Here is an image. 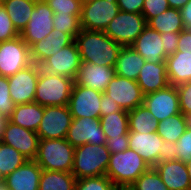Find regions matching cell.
I'll use <instances>...</instances> for the list:
<instances>
[{"instance_id":"obj_54","label":"cell","mask_w":191,"mask_h":190,"mask_svg":"<svg viewBox=\"0 0 191 190\" xmlns=\"http://www.w3.org/2000/svg\"><path fill=\"white\" fill-rule=\"evenodd\" d=\"M187 127L191 129V113L185 115Z\"/></svg>"},{"instance_id":"obj_4","label":"cell","mask_w":191,"mask_h":190,"mask_svg":"<svg viewBox=\"0 0 191 190\" xmlns=\"http://www.w3.org/2000/svg\"><path fill=\"white\" fill-rule=\"evenodd\" d=\"M74 83L73 78L48 74L40 68L34 102L43 107L68 105Z\"/></svg>"},{"instance_id":"obj_16","label":"cell","mask_w":191,"mask_h":190,"mask_svg":"<svg viewBox=\"0 0 191 190\" xmlns=\"http://www.w3.org/2000/svg\"><path fill=\"white\" fill-rule=\"evenodd\" d=\"M143 105L158 122L181 113L177 87L173 85L145 95Z\"/></svg>"},{"instance_id":"obj_42","label":"cell","mask_w":191,"mask_h":190,"mask_svg":"<svg viewBox=\"0 0 191 190\" xmlns=\"http://www.w3.org/2000/svg\"><path fill=\"white\" fill-rule=\"evenodd\" d=\"M177 160L188 162L191 159V129L186 128V131L176 142Z\"/></svg>"},{"instance_id":"obj_35","label":"cell","mask_w":191,"mask_h":190,"mask_svg":"<svg viewBox=\"0 0 191 190\" xmlns=\"http://www.w3.org/2000/svg\"><path fill=\"white\" fill-rule=\"evenodd\" d=\"M129 190H169L154 167L141 174Z\"/></svg>"},{"instance_id":"obj_52","label":"cell","mask_w":191,"mask_h":190,"mask_svg":"<svg viewBox=\"0 0 191 190\" xmlns=\"http://www.w3.org/2000/svg\"><path fill=\"white\" fill-rule=\"evenodd\" d=\"M9 122V118H7L6 116L0 114V142L2 140L3 137V133L5 131L6 125Z\"/></svg>"},{"instance_id":"obj_45","label":"cell","mask_w":191,"mask_h":190,"mask_svg":"<svg viewBox=\"0 0 191 190\" xmlns=\"http://www.w3.org/2000/svg\"><path fill=\"white\" fill-rule=\"evenodd\" d=\"M179 36L180 32H167L161 34L164 52L167 55H171L177 51Z\"/></svg>"},{"instance_id":"obj_12","label":"cell","mask_w":191,"mask_h":190,"mask_svg":"<svg viewBox=\"0 0 191 190\" xmlns=\"http://www.w3.org/2000/svg\"><path fill=\"white\" fill-rule=\"evenodd\" d=\"M103 93L74 83L68 107L72 118H100Z\"/></svg>"},{"instance_id":"obj_15","label":"cell","mask_w":191,"mask_h":190,"mask_svg":"<svg viewBox=\"0 0 191 190\" xmlns=\"http://www.w3.org/2000/svg\"><path fill=\"white\" fill-rule=\"evenodd\" d=\"M81 57L75 40L56 54L47 58L40 68L48 74L63 75L75 79L81 64Z\"/></svg>"},{"instance_id":"obj_34","label":"cell","mask_w":191,"mask_h":190,"mask_svg":"<svg viewBox=\"0 0 191 190\" xmlns=\"http://www.w3.org/2000/svg\"><path fill=\"white\" fill-rule=\"evenodd\" d=\"M28 161L19 151L0 142V180Z\"/></svg>"},{"instance_id":"obj_43","label":"cell","mask_w":191,"mask_h":190,"mask_svg":"<svg viewBox=\"0 0 191 190\" xmlns=\"http://www.w3.org/2000/svg\"><path fill=\"white\" fill-rule=\"evenodd\" d=\"M179 95V107L185 116L191 113V81L176 86Z\"/></svg>"},{"instance_id":"obj_47","label":"cell","mask_w":191,"mask_h":190,"mask_svg":"<svg viewBox=\"0 0 191 190\" xmlns=\"http://www.w3.org/2000/svg\"><path fill=\"white\" fill-rule=\"evenodd\" d=\"M117 4L121 11L142 14L144 0H117Z\"/></svg>"},{"instance_id":"obj_14","label":"cell","mask_w":191,"mask_h":190,"mask_svg":"<svg viewBox=\"0 0 191 190\" xmlns=\"http://www.w3.org/2000/svg\"><path fill=\"white\" fill-rule=\"evenodd\" d=\"M66 140L73 146L106 144V136L101 128L100 118H73Z\"/></svg>"},{"instance_id":"obj_41","label":"cell","mask_w":191,"mask_h":190,"mask_svg":"<svg viewBox=\"0 0 191 190\" xmlns=\"http://www.w3.org/2000/svg\"><path fill=\"white\" fill-rule=\"evenodd\" d=\"M169 8L168 0H144L142 15L148 22L151 18L158 16Z\"/></svg>"},{"instance_id":"obj_27","label":"cell","mask_w":191,"mask_h":190,"mask_svg":"<svg viewBox=\"0 0 191 190\" xmlns=\"http://www.w3.org/2000/svg\"><path fill=\"white\" fill-rule=\"evenodd\" d=\"M44 114V107L36 102L15 105L9 121L25 129L37 131Z\"/></svg>"},{"instance_id":"obj_39","label":"cell","mask_w":191,"mask_h":190,"mask_svg":"<svg viewBox=\"0 0 191 190\" xmlns=\"http://www.w3.org/2000/svg\"><path fill=\"white\" fill-rule=\"evenodd\" d=\"M20 36V33L14 27L5 7L0 3V42L14 39Z\"/></svg>"},{"instance_id":"obj_53","label":"cell","mask_w":191,"mask_h":190,"mask_svg":"<svg viewBox=\"0 0 191 190\" xmlns=\"http://www.w3.org/2000/svg\"><path fill=\"white\" fill-rule=\"evenodd\" d=\"M186 164V167H187V170H188V175H189V180H190V183H191V159L185 163Z\"/></svg>"},{"instance_id":"obj_37","label":"cell","mask_w":191,"mask_h":190,"mask_svg":"<svg viewBox=\"0 0 191 190\" xmlns=\"http://www.w3.org/2000/svg\"><path fill=\"white\" fill-rule=\"evenodd\" d=\"M75 190H117V188L106 175H102L77 179Z\"/></svg>"},{"instance_id":"obj_51","label":"cell","mask_w":191,"mask_h":190,"mask_svg":"<svg viewBox=\"0 0 191 190\" xmlns=\"http://www.w3.org/2000/svg\"><path fill=\"white\" fill-rule=\"evenodd\" d=\"M189 0H168L170 8L180 10Z\"/></svg>"},{"instance_id":"obj_33","label":"cell","mask_w":191,"mask_h":190,"mask_svg":"<svg viewBox=\"0 0 191 190\" xmlns=\"http://www.w3.org/2000/svg\"><path fill=\"white\" fill-rule=\"evenodd\" d=\"M186 128L185 116L179 113L159 122L157 133L163 140L176 143L186 131Z\"/></svg>"},{"instance_id":"obj_1","label":"cell","mask_w":191,"mask_h":190,"mask_svg":"<svg viewBox=\"0 0 191 190\" xmlns=\"http://www.w3.org/2000/svg\"><path fill=\"white\" fill-rule=\"evenodd\" d=\"M81 61L99 66H115L122 46L114 42L104 31L81 29L75 38Z\"/></svg>"},{"instance_id":"obj_30","label":"cell","mask_w":191,"mask_h":190,"mask_svg":"<svg viewBox=\"0 0 191 190\" xmlns=\"http://www.w3.org/2000/svg\"><path fill=\"white\" fill-rule=\"evenodd\" d=\"M129 132L151 133L157 132L159 122L153 114L142 104L128 112Z\"/></svg>"},{"instance_id":"obj_26","label":"cell","mask_w":191,"mask_h":190,"mask_svg":"<svg viewBox=\"0 0 191 190\" xmlns=\"http://www.w3.org/2000/svg\"><path fill=\"white\" fill-rule=\"evenodd\" d=\"M146 60L131 46H122L114 66L116 75L137 80Z\"/></svg>"},{"instance_id":"obj_8","label":"cell","mask_w":191,"mask_h":190,"mask_svg":"<svg viewBox=\"0 0 191 190\" xmlns=\"http://www.w3.org/2000/svg\"><path fill=\"white\" fill-rule=\"evenodd\" d=\"M119 11L117 0H94L84 4L80 16L81 29L105 31Z\"/></svg>"},{"instance_id":"obj_38","label":"cell","mask_w":191,"mask_h":190,"mask_svg":"<svg viewBox=\"0 0 191 190\" xmlns=\"http://www.w3.org/2000/svg\"><path fill=\"white\" fill-rule=\"evenodd\" d=\"M15 108V103L10 97L8 78L0 76V114L10 118Z\"/></svg>"},{"instance_id":"obj_28","label":"cell","mask_w":191,"mask_h":190,"mask_svg":"<svg viewBox=\"0 0 191 190\" xmlns=\"http://www.w3.org/2000/svg\"><path fill=\"white\" fill-rule=\"evenodd\" d=\"M37 0H1L19 33L27 26Z\"/></svg>"},{"instance_id":"obj_13","label":"cell","mask_w":191,"mask_h":190,"mask_svg":"<svg viewBox=\"0 0 191 190\" xmlns=\"http://www.w3.org/2000/svg\"><path fill=\"white\" fill-rule=\"evenodd\" d=\"M39 71L40 66L32 63L16 74L7 77L10 97L15 105L34 102Z\"/></svg>"},{"instance_id":"obj_7","label":"cell","mask_w":191,"mask_h":190,"mask_svg":"<svg viewBox=\"0 0 191 190\" xmlns=\"http://www.w3.org/2000/svg\"><path fill=\"white\" fill-rule=\"evenodd\" d=\"M32 63L30 47L21 36L0 42V76H12Z\"/></svg>"},{"instance_id":"obj_3","label":"cell","mask_w":191,"mask_h":190,"mask_svg":"<svg viewBox=\"0 0 191 190\" xmlns=\"http://www.w3.org/2000/svg\"><path fill=\"white\" fill-rule=\"evenodd\" d=\"M111 153L104 145L84 144L75 147L72 174L76 179L106 175Z\"/></svg>"},{"instance_id":"obj_50","label":"cell","mask_w":191,"mask_h":190,"mask_svg":"<svg viewBox=\"0 0 191 190\" xmlns=\"http://www.w3.org/2000/svg\"><path fill=\"white\" fill-rule=\"evenodd\" d=\"M181 16L184 24V29H191V0H189L181 9Z\"/></svg>"},{"instance_id":"obj_24","label":"cell","mask_w":191,"mask_h":190,"mask_svg":"<svg viewBox=\"0 0 191 190\" xmlns=\"http://www.w3.org/2000/svg\"><path fill=\"white\" fill-rule=\"evenodd\" d=\"M144 95L164 89L169 85L166 61L151 63L146 61L136 80Z\"/></svg>"},{"instance_id":"obj_23","label":"cell","mask_w":191,"mask_h":190,"mask_svg":"<svg viewBox=\"0 0 191 190\" xmlns=\"http://www.w3.org/2000/svg\"><path fill=\"white\" fill-rule=\"evenodd\" d=\"M169 190H191L186 164L179 160L158 162L154 166Z\"/></svg>"},{"instance_id":"obj_17","label":"cell","mask_w":191,"mask_h":190,"mask_svg":"<svg viewBox=\"0 0 191 190\" xmlns=\"http://www.w3.org/2000/svg\"><path fill=\"white\" fill-rule=\"evenodd\" d=\"M40 138L36 132L8 122L1 142L14 147L28 160H35Z\"/></svg>"},{"instance_id":"obj_29","label":"cell","mask_w":191,"mask_h":190,"mask_svg":"<svg viewBox=\"0 0 191 190\" xmlns=\"http://www.w3.org/2000/svg\"><path fill=\"white\" fill-rule=\"evenodd\" d=\"M76 180L71 172L42 170L38 190H75Z\"/></svg>"},{"instance_id":"obj_18","label":"cell","mask_w":191,"mask_h":190,"mask_svg":"<svg viewBox=\"0 0 191 190\" xmlns=\"http://www.w3.org/2000/svg\"><path fill=\"white\" fill-rule=\"evenodd\" d=\"M116 76L115 69L109 66H99L82 61L75 83L100 92H105L109 82Z\"/></svg>"},{"instance_id":"obj_40","label":"cell","mask_w":191,"mask_h":190,"mask_svg":"<svg viewBox=\"0 0 191 190\" xmlns=\"http://www.w3.org/2000/svg\"><path fill=\"white\" fill-rule=\"evenodd\" d=\"M54 13L81 14L82 5L79 0H45Z\"/></svg>"},{"instance_id":"obj_6","label":"cell","mask_w":191,"mask_h":190,"mask_svg":"<svg viewBox=\"0 0 191 190\" xmlns=\"http://www.w3.org/2000/svg\"><path fill=\"white\" fill-rule=\"evenodd\" d=\"M147 26L142 14L119 11L104 33L121 46H131Z\"/></svg>"},{"instance_id":"obj_22","label":"cell","mask_w":191,"mask_h":190,"mask_svg":"<svg viewBox=\"0 0 191 190\" xmlns=\"http://www.w3.org/2000/svg\"><path fill=\"white\" fill-rule=\"evenodd\" d=\"M74 40L70 34L53 29L44 39L30 47L32 62L40 66L47 58L56 54Z\"/></svg>"},{"instance_id":"obj_9","label":"cell","mask_w":191,"mask_h":190,"mask_svg":"<svg viewBox=\"0 0 191 190\" xmlns=\"http://www.w3.org/2000/svg\"><path fill=\"white\" fill-rule=\"evenodd\" d=\"M72 119L68 105L45 106L36 133L40 139H66Z\"/></svg>"},{"instance_id":"obj_31","label":"cell","mask_w":191,"mask_h":190,"mask_svg":"<svg viewBox=\"0 0 191 190\" xmlns=\"http://www.w3.org/2000/svg\"><path fill=\"white\" fill-rule=\"evenodd\" d=\"M147 25L158 31L160 34L167 32H181L184 30L181 12L174 8H169L167 11L151 18L147 22Z\"/></svg>"},{"instance_id":"obj_48","label":"cell","mask_w":191,"mask_h":190,"mask_svg":"<svg viewBox=\"0 0 191 190\" xmlns=\"http://www.w3.org/2000/svg\"><path fill=\"white\" fill-rule=\"evenodd\" d=\"M120 106L111 100V98L103 92V96L101 99V108H100V116L108 115L113 112L121 111Z\"/></svg>"},{"instance_id":"obj_46","label":"cell","mask_w":191,"mask_h":190,"mask_svg":"<svg viewBox=\"0 0 191 190\" xmlns=\"http://www.w3.org/2000/svg\"><path fill=\"white\" fill-rule=\"evenodd\" d=\"M177 160L176 143L163 141V148L159 152V162Z\"/></svg>"},{"instance_id":"obj_49","label":"cell","mask_w":191,"mask_h":190,"mask_svg":"<svg viewBox=\"0 0 191 190\" xmlns=\"http://www.w3.org/2000/svg\"><path fill=\"white\" fill-rule=\"evenodd\" d=\"M177 51L191 54V29H184L180 32Z\"/></svg>"},{"instance_id":"obj_11","label":"cell","mask_w":191,"mask_h":190,"mask_svg":"<svg viewBox=\"0 0 191 190\" xmlns=\"http://www.w3.org/2000/svg\"><path fill=\"white\" fill-rule=\"evenodd\" d=\"M53 10L45 0H37L27 26L21 31L23 41L31 47L53 31Z\"/></svg>"},{"instance_id":"obj_55","label":"cell","mask_w":191,"mask_h":190,"mask_svg":"<svg viewBox=\"0 0 191 190\" xmlns=\"http://www.w3.org/2000/svg\"><path fill=\"white\" fill-rule=\"evenodd\" d=\"M0 190H9L3 180H0Z\"/></svg>"},{"instance_id":"obj_25","label":"cell","mask_w":191,"mask_h":190,"mask_svg":"<svg viewBox=\"0 0 191 190\" xmlns=\"http://www.w3.org/2000/svg\"><path fill=\"white\" fill-rule=\"evenodd\" d=\"M167 78L169 85L191 81V54L176 51L166 58Z\"/></svg>"},{"instance_id":"obj_20","label":"cell","mask_w":191,"mask_h":190,"mask_svg":"<svg viewBox=\"0 0 191 190\" xmlns=\"http://www.w3.org/2000/svg\"><path fill=\"white\" fill-rule=\"evenodd\" d=\"M131 47L139 53L146 61L151 63H162L166 61L167 54L164 52L161 34L148 25L136 38Z\"/></svg>"},{"instance_id":"obj_5","label":"cell","mask_w":191,"mask_h":190,"mask_svg":"<svg viewBox=\"0 0 191 190\" xmlns=\"http://www.w3.org/2000/svg\"><path fill=\"white\" fill-rule=\"evenodd\" d=\"M74 151L66 139H40L35 161L42 170L72 172Z\"/></svg>"},{"instance_id":"obj_10","label":"cell","mask_w":191,"mask_h":190,"mask_svg":"<svg viewBox=\"0 0 191 190\" xmlns=\"http://www.w3.org/2000/svg\"><path fill=\"white\" fill-rule=\"evenodd\" d=\"M105 93L127 112L143 104L144 93L135 80L116 75L107 85Z\"/></svg>"},{"instance_id":"obj_21","label":"cell","mask_w":191,"mask_h":190,"mask_svg":"<svg viewBox=\"0 0 191 190\" xmlns=\"http://www.w3.org/2000/svg\"><path fill=\"white\" fill-rule=\"evenodd\" d=\"M42 168L35 160H28L2 179L9 190H38Z\"/></svg>"},{"instance_id":"obj_56","label":"cell","mask_w":191,"mask_h":190,"mask_svg":"<svg viewBox=\"0 0 191 190\" xmlns=\"http://www.w3.org/2000/svg\"><path fill=\"white\" fill-rule=\"evenodd\" d=\"M79 1H80L81 5H84V4L93 2L94 0H79Z\"/></svg>"},{"instance_id":"obj_2","label":"cell","mask_w":191,"mask_h":190,"mask_svg":"<svg viewBox=\"0 0 191 190\" xmlns=\"http://www.w3.org/2000/svg\"><path fill=\"white\" fill-rule=\"evenodd\" d=\"M150 166L133 149L113 153L110 156L106 176L117 189H128Z\"/></svg>"},{"instance_id":"obj_19","label":"cell","mask_w":191,"mask_h":190,"mask_svg":"<svg viewBox=\"0 0 191 190\" xmlns=\"http://www.w3.org/2000/svg\"><path fill=\"white\" fill-rule=\"evenodd\" d=\"M129 148L135 150L143 160L154 167L159 162V152L163 148V139L157 132H129Z\"/></svg>"},{"instance_id":"obj_36","label":"cell","mask_w":191,"mask_h":190,"mask_svg":"<svg viewBox=\"0 0 191 190\" xmlns=\"http://www.w3.org/2000/svg\"><path fill=\"white\" fill-rule=\"evenodd\" d=\"M80 16L81 14L54 13L53 29L70 34L75 39L81 31Z\"/></svg>"},{"instance_id":"obj_32","label":"cell","mask_w":191,"mask_h":190,"mask_svg":"<svg viewBox=\"0 0 191 190\" xmlns=\"http://www.w3.org/2000/svg\"><path fill=\"white\" fill-rule=\"evenodd\" d=\"M100 122L106 138H116L129 133L128 112L125 110L100 116Z\"/></svg>"},{"instance_id":"obj_44","label":"cell","mask_w":191,"mask_h":190,"mask_svg":"<svg viewBox=\"0 0 191 190\" xmlns=\"http://www.w3.org/2000/svg\"><path fill=\"white\" fill-rule=\"evenodd\" d=\"M106 147L111 154L129 149L128 135H119V137L116 138H106Z\"/></svg>"}]
</instances>
